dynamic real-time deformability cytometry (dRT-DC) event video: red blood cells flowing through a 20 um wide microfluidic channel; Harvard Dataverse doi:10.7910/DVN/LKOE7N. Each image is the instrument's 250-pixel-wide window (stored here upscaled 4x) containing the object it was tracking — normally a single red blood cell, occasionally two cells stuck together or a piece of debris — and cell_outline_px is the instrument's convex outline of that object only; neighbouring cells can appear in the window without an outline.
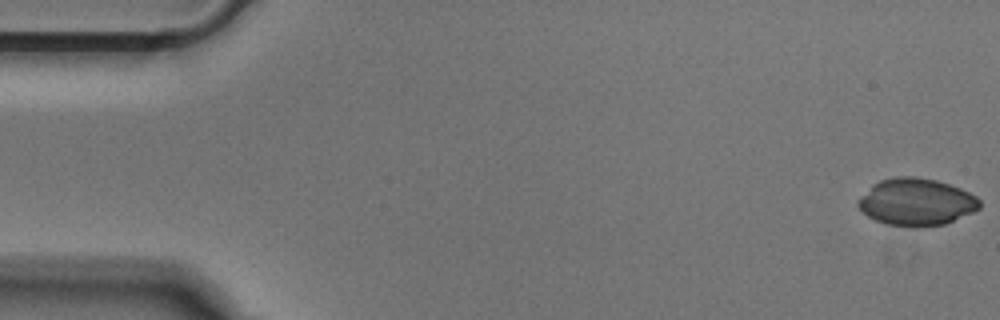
{"species": "Egyptian fruit bat (a non-hibernating species)", "species_latin": "Rousettus aegyptiacus", "temperature_condition": "cold", "stored_images_in_passage": 37, "camera_frame_rate_fps": 3000, "um_per_image_px": 0.085, "animal": {"sex": "male"}, "frame": {"image": 1, "passage_image": 1, "time_ms": 0.0, "image_size_px": [1000, 320], "cell_outline_px": [[980, 208], [972, 212], [944, 224], [920, 228], [916, 228], [888, 224], [876, 220], [868, 216], [856, 204], [872, 184], [880, 180], [896, 176], [916, 176], [936, 180], [960, 188], [976, 196], [980, 200]], "centroid_in_image_um": [77.9, 17.17], "position_along_channel_um": 7.1, "area_um2": 33.29}}